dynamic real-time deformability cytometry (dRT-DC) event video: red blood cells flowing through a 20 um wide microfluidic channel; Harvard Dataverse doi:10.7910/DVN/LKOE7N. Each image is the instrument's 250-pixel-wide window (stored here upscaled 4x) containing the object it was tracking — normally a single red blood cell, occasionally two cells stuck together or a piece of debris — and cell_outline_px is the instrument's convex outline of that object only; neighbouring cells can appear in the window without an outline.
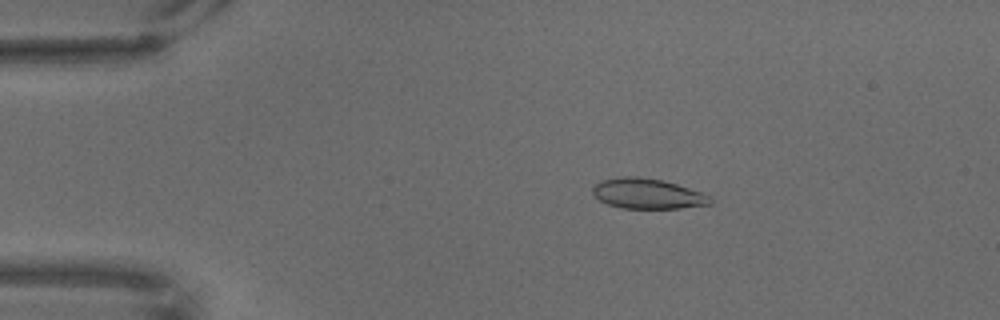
{"species": "common noctule bat (a hibernating species)", "species_latin": "Nyctalus noctula", "temperature_condition": "warm", "stored_images_in_passage": 69, "camera_frame_rate_fps": 3000, "um_per_image_px": 0.085, "animal": {"sex": "male", "body_mass_g": 18.8}, "frame": {"image": 1, "passage_image": 13, "time_ms": 4.0, "image_size_px": [1000, 320], "cell_outline_px": [[712, 204], [680, 208], [624, 208], [608, 204], [600, 200], [592, 192], [592, 188], [600, 180], [624, 176], [636, 176], [664, 180], [704, 192], [712, 196]], "centroid_in_image_um": [55.09, 16.45], "position_along_channel_um": 29.9, "area_um2": 20.87}}
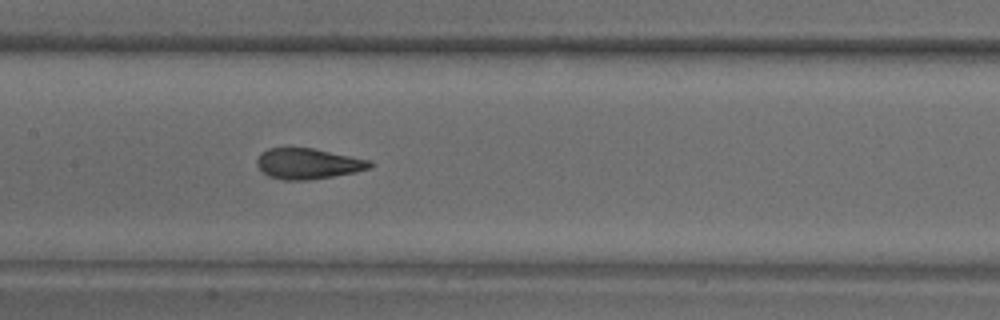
{"frame": {"image": 2, "passage_image": 34, "time_ms": 11.0, "image_size_px": [1000, 320], "cell_outline_px": [[376, 164], [372, 168], [356, 172], [308, 180], [284, 180], [268, 176], [256, 164], [256, 160], [260, 152], [268, 148], [312, 148], [372, 160]], "centroid_in_image_um": [26.22, 13.91], "position_along_channel_um": 181.2, "area_um2": 20.35}}
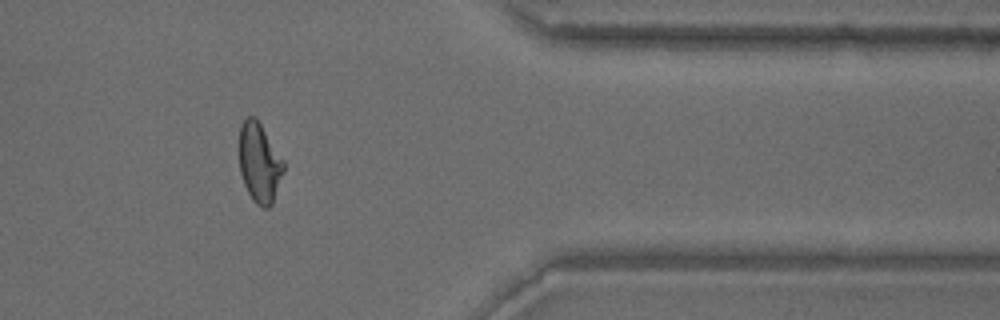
{"frame": {"image": 3, "passage_image": 57, "time_ms": 18.667, "image_size_px": [1000, 320], "cell_outline_px": [[284, 172], [272, 204], [268, 208], [264, 208], [256, 204], [252, 200], [244, 184], [240, 172], [240, 124], [248, 116], [256, 116], [284, 160]], "centroid_in_image_um": [22.06, 13.83], "position_along_channel_um": 389.3, "area_um2": 20.69}}